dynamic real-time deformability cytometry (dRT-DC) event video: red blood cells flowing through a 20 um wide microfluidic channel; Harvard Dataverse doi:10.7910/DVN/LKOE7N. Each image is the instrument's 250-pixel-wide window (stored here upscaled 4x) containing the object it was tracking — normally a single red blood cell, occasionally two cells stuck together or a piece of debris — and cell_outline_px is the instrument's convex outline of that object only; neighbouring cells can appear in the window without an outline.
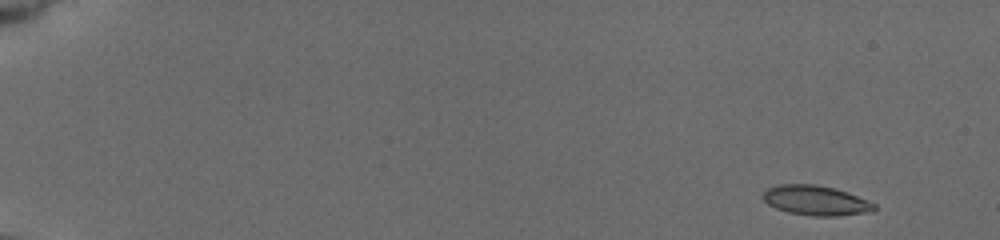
{"species": "common noctule bat (a hibernating species)", "species_latin": "Nyctalus noctula", "temperature_condition": "cold", "stored_images_in_passage": 9, "camera_frame_rate_fps": 3000, "um_per_image_px": 0.085, "animal": {"sex": "female", "body_mass_g": 19.5, "forearm_length_mm": 54.1}, "frame": {"image": 1, "passage_image": 1, "time_ms": 0.0, "image_size_px": [1000, 240], "cell_outline_px": [[876, 212], [836, 216], [812, 216], [788, 212], [776, 208], [768, 204], [764, 200], [764, 192], [768, 188], [780, 184], [816, 184], [848, 192], [868, 200], [876, 204]], "centroid_in_image_um": [69.41, 17.05], "position_along_channel_um": 15.6, "area_um2": 19.42}}
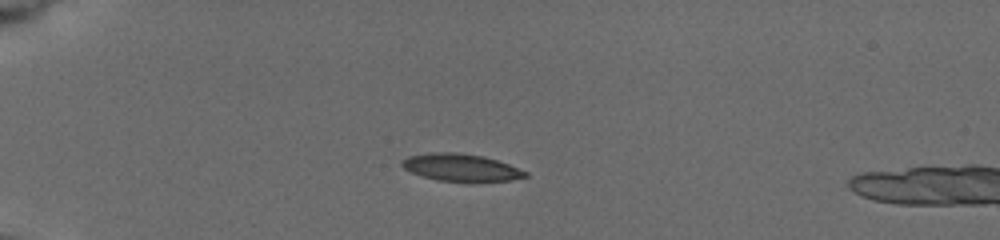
{"frame": {"image": 2, "passage_image": 6, "time_ms": 4.0, "image_size_px": [1000, 240], "cell_outline_px": [[528, 176], [512, 180], [472, 184], [440, 180], [424, 176], [412, 172], [404, 168], [400, 164], [408, 156], [440, 152], [452, 152], [480, 156], [496, 160], [508, 164], [528, 172]], "centroid_in_image_um": [39.25, 14.28], "position_along_channel_um": 45.7, "area_um2": 19.77}}